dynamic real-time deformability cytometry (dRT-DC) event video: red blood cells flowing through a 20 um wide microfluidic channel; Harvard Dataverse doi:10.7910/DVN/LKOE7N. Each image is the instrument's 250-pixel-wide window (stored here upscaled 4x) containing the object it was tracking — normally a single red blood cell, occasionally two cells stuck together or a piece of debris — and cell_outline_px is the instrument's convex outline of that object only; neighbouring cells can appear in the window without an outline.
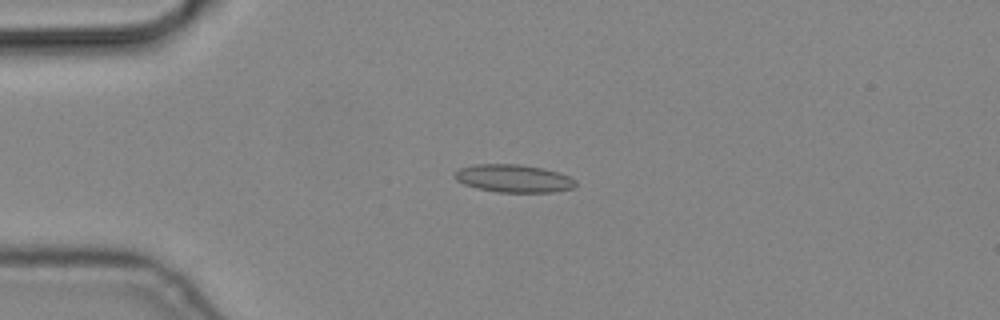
{"species": "common noctule bat (a hibernating species)", "species_latin": "Nyctalus noctula", "temperature_condition": "cold", "stored_images_in_passage": 4, "camera_frame_rate_fps": 3000, "um_per_image_px": 0.085, "animal": {"sex": "male", "body_mass_g": 19.2, "forearm_length_mm": 51.8}, "frame": {"image": 1, "passage_image": 3, "time_ms": 0.667, "image_size_px": [1000, 320], "cell_outline_px": [[576, 184], [572, 188], [552, 192], [500, 192], [476, 188], [464, 184], [456, 180], [452, 176], [460, 168], [476, 164], [520, 164], [544, 168], [568, 176], [576, 180]], "centroid_in_image_um": [43.63, 15.16], "position_along_channel_um": 41.4, "area_um2": 19.54}}